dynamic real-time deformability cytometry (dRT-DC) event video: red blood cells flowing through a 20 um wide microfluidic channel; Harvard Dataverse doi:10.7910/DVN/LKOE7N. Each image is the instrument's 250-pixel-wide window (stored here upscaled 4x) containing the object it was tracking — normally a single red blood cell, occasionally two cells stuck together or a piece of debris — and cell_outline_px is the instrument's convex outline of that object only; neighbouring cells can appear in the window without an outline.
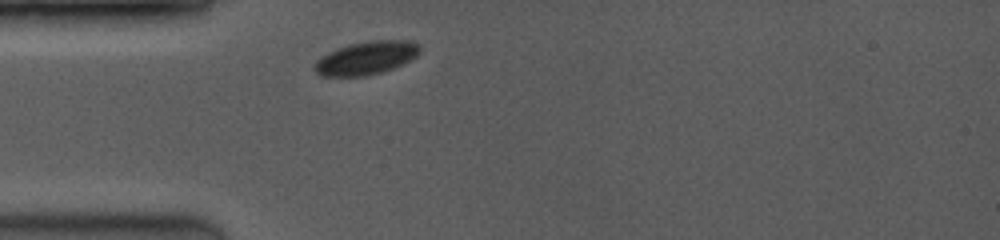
{"species": "common noctule bat (a hibernating species)", "species_latin": "Nyctalus noctula", "temperature_condition": "room temperature", "stored_images_in_passage": 1, "camera_frame_rate_fps": 3500, "um_per_image_px": 0.085, "animal": {"sex": "female", "body_mass_g": 19.0, "forearm_length_mm": 53.3}, "frame": {"image": 1, "passage_image": 1, "time_ms": 0.0, "image_size_px": [1000, 240], "cell_outline_px": [[420, 52], [416, 56], [392, 68], [368, 76], [320, 76], [312, 68], [316, 60], [320, 56], [336, 48], [348, 44], [368, 40], [412, 40], [420, 44]], "centroid_in_image_um": [31.09, 4.91], "position_along_channel_um": 53.9, "area_um2": 20.58}}